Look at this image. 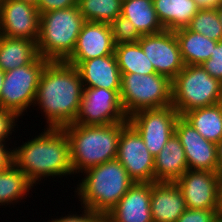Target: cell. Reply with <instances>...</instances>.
<instances>
[{"label": "cell", "instance_id": "cell-42", "mask_svg": "<svg viewBox=\"0 0 222 222\" xmlns=\"http://www.w3.org/2000/svg\"><path fill=\"white\" fill-rule=\"evenodd\" d=\"M20 1H24L25 3L31 4L35 7H37V5L39 4V0H20Z\"/></svg>", "mask_w": 222, "mask_h": 222}, {"label": "cell", "instance_id": "cell-39", "mask_svg": "<svg viewBox=\"0 0 222 222\" xmlns=\"http://www.w3.org/2000/svg\"><path fill=\"white\" fill-rule=\"evenodd\" d=\"M218 179H219V198L222 208V174H218Z\"/></svg>", "mask_w": 222, "mask_h": 222}, {"label": "cell", "instance_id": "cell-3", "mask_svg": "<svg viewBox=\"0 0 222 222\" xmlns=\"http://www.w3.org/2000/svg\"><path fill=\"white\" fill-rule=\"evenodd\" d=\"M128 122L108 125L70 124L63 127L70 143L73 175L117 158L121 130Z\"/></svg>", "mask_w": 222, "mask_h": 222}, {"label": "cell", "instance_id": "cell-27", "mask_svg": "<svg viewBox=\"0 0 222 222\" xmlns=\"http://www.w3.org/2000/svg\"><path fill=\"white\" fill-rule=\"evenodd\" d=\"M115 56L121 74H143L156 73L153 64L143 52L139 42L123 43L115 46Z\"/></svg>", "mask_w": 222, "mask_h": 222}, {"label": "cell", "instance_id": "cell-13", "mask_svg": "<svg viewBox=\"0 0 222 222\" xmlns=\"http://www.w3.org/2000/svg\"><path fill=\"white\" fill-rule=\"evenodd\" d=\"M189 209H222L216 172L188 169L175 181Z\"/></svg>", "mask_w": 222, "mask_h": 222}, {"label": "cell", "instance_id": "cell-8", "mask_svg": "<svg viewBox=\"0 0 222 222\" xmlns=\"http://www.w3.org/2000/svg\"><path fill=\"white\" fill-rule=\"evenodd\" d=\"M49 60L40 55L30 64L5 72L0 107L19 118L34 105L41 74Z\"/></svg>", "mask_w": 222, "mask_h": 222}, {"label": "cell", "instance_id": "cell-18", "mask_svg": "<svg viewBox=\"0 0 222 222\" xmlns=\"http://www.w3.org/2000/svg\"><path fill=\"white\" fill-rule=\"evenodd\" d=\"M150 208L153 222H176L187 209L175 182L151 183Z\"/></svg>", "mask_w": 222, "mask_h": 222}, {"label": "cell", "instance_id": "cell-29", "mask_svg": "<svg viewBox=\"0 0 222 222\" xmlns=\"http://www.w3.org/2000/svg\"><path fill=\"white\" fill-rule=\"evenodd\" d=\"M187 28L213 41H222V24L216 8L199 10Z\"/></svg>", "mask_w": 222, "mask_h": 222}, {"label": "cell", "instance_id": "cell-22", "mask_svg": "<svg viewBox=\"0 0 222 222\" xmlns=\"http://www.w3.org/2000/svg\"><path fill=\"white\" fill-rule=\"evenodd\" d=\"M38 56L36 41L0 35V69L4 72L30 64Z\"/></svg>", "mask_w": 222, "mask_h": 222}, {"label": "cell", "instance_id": "cell-41", "mask_svg": "<svg viewBox=\"0 0 222 222\" xmlns=\"http://www.w3.org/2000/svg\"><path fill=\"white\" fill-rule=\"evenodd\" d=\"M216 11L218 13L219 20L222 24V3L217 6Z\"/></svg>", "mask_w": 222, "mask_h": 222}, {"label": "cell", "instance_id": "cell-37", "mask_svg": "<svg viewBox=\"0 0 222 222\" xmlns=\"http://www.w3.org/2000/svg\"><path fill=\"white\" fill-rule=\"evenodd\" d=\"M199 10L202 9H215L219 4L222 3V0H194Z\"/></svg>", "mask_w": 222, "mask_h": 222}, {"label": "cell", "instance_id": "cell-28", "mask_svg": "<svg viewBox=\"0 0 222 222\" xmlns=\"http://www.w3.org/2000/svg\"><path fill=\"white\" fill-rule=\"evenodd\" d=\"M85 21L111 24L122 11V0H78Z\"/></svg>", "mask_w": 222, "mask_h": 222}, {"label": "cell", "instance_id": "cell-21", "mask_svg": "<svg viewBox=\"0 0 222 222\" xmlns=\"http://www.w3.org/2000/svg\"><path fill=\"white\" fill-rule=\"evenodd\" d=\"M153 6L164 29L170 31L187 27L199 11L194 0H153Z\"/></svg>", "mask_w": 222, "mask_h": 222}, {"label": "cell", "instance_id": "cell-33", "mask_svg": "<svg viewBox=\"0 0 222 222\" xmlns=\"http://www.w3.org/2000/svg\"><path fill=\"white\" fill-rule=\"evenodd\" d=\"M18 119L14 112L0 107V142H8L11 139L9 136L12 135V131L15 132L14 128L18 125L16 123Z\"/></svg>", "mask_w": 222, "mask_h": 222}, {"label": "cell", "instance_id": "cell-36", "mask_svg": "<svg viewBox=\"0 0 222 222\" xmlns=\"http://www.w3.org/2000/svg\"><path fill=\"white\" fill-rule=\"evenodd\" d=\"M6 142H0V172L13 164V148H7ZM9 149V150H8Z\"/></svg>", "mask_w": 222, "mask_h": 222}, {"label": "cell", "instance_id": "cell-23", "mask_svg": "<svg viewBox=\"0 0 222 222\" xmlns=\"http://www.w3.org/2000/svg\"><path fill=\"white\" fill-rule=\"evenodd\" d=\"M174 32L185 65H201L211 58V52L214 51L217 41L195 33L187 27L177 29Z\"/></svg>", "mask_w": 222, "mask_h": 222}, {"label": "cell", "instance_id": "cell-10", "mask_svg": "<svg viewBox=\"0 0 222 222\" xmlns=\"http://www.w3.org/2000/svg\"><path fill=\"white\" fill-rule=\"evenodd\" d=\"M128 122L120 101V90L84 87L80 109L73 124L108 125Z\"/></svg>", "mask_w": 222, "mask_h": 222}, {"label": "cell", "instance_id": "cell-7", "mask_svg": "<svg viewBox=\"0 0 222 222\" xmlns=\"http://www.w3.org/2000/svg\"><path fill=\"white\" fill-rule=\"evenodd\" d=\"M121 75L120 101L127 117L172 104V81L168 77L157 73Z\"/></svg>", "mask_w": 222, "mask_h": 222}, {"label": "cell", "instance_id": "cell-6", "mask_svg": "<svg viewBox=\"0 0 222 222\" xmlns=\"http://www.w3.org/2000/svg\"><path fill=\"white\" fill-rule=\"evenodd\" d=\"M222 82L201 65H185L172 80V106L182 116L189 110L219 104Z\"/></svg>", "mask_w": 222, "mask_h": 222}, {"label": "cell", "instance_id": "cell-38", "mask_svg": "<svg viewBox=\"0 0 222 222\" xmlns=\"http://www.w3.org/2000/svg\"><path fill=\"white\" fill-rule=\"evenodd\" d=\"M217 146V156H218V162H217V174H222V139L216 144Z\"/></svg>", "mask_w": 222, "mask_h": 222}, {"label": "cell", "instance_id": "cell-35", "mask_svg": "<svg viewBox=\"0 0 222 222\" xmlns=\"http://www.w3.org/2000/svg\"><path fill=\"white\" fill-rule=\"evenodd\" d=\"M78 5V0H39L37 9L40 14Z\"/></svg>", "mask_w": 222, "mask_h": 222}, {"label": "cell", "instance_id": "cell-43", "mask_svg": "<svg viewBox=\"0 0 222 222\" xmlns=\"http://www.w3.org/2000/svg\"><path fill=\"white\" fill-rule=\"evenodd\" d=\"M3 1H4V0H0V8H1L2 4H3Z\"/></svg>", "mask_w": 222, "mask_h": 222}, {"label": "cell", "instance_id": "cell-4", "mask_svg": "<svg viewBox=\"0 0 222 222\" xmlns=\"http://www.w3.org/2000/svg\"><path fill=\"white\" fill-rule=\"evenodd\" d=\"M75 192L81 208L106 215L135 183L123 165L113 159L91 167L82 173Z\"/></svg>", "mask_w": 222, "mask_h": 222}, {"label": "cell", "instance_id": "cell-17", "mask_svg": "<svg viewBox=\"0 0 222 222\" xmlns=\"http://www.w3.org/2000/svg\"><path fill=\"white\" fill-rule=\"evenodd\" d=\"M150 199L151 183L135 182L105 218L109 222H153Z\"/></svg>", "mask_w": 222, "mask_h": 222}, {"label": "cell", "instance_id": "cell-11", "mask_svg": "<svg viewBox=\"0 0 222 222\" xmlns=\"http://www.w3.org/2000/svg\"><path fill=\"white\" fill-rule=\"evenodd\" d=\"M116 159L134 182H155L154 157L141 136L129 123L121 130Z\"/></svg>", "mask_w": 222, "mask_h": 222}, {"label": "cell", "instance_id": "cell-9", "mask_svg": "<svg viewBox=\"0 0 222 222\" xmlns=\"http://www.w3.org/2000/svg\"><path fill=\"white\" fill-rule=\"evenodd\" d=\"M179 116L171 104L137 111L128 117V123L141 136L152 156L156 157L175 133Z\"/></svg>", "mask_w": 222, "mask_h": 222}, {"label": "cell", "instance_id": "cell-31", "mask_svg": "<svg viewBox=\"0 0 222 222\" xmlns=\"http://www.w3.org/2000/svg\"><path fill=\"white\" fill-rule=\"evenodd\" d=\"M222 209H189L187 208L176 222H219Z\"/></svg>", "mask_w": 222, "mask_h": 222}, {"label": "cell", "instance_id": "cell-16", "mask_svg": "<svg viewBox=\"0 0 222 222\" xmlns=\"http://www.w3.org/2000/svg\"><path fill=\"white\" fill-rule=\"evenodd\" d=\"M115 46L110 24L85 21L65 62L77 67L82 61L114 54Z\"/></svg>", "mask_w": 222, "mask_h": 222}, {"label": "cell", "instance_id": "cell-19", "mask_svg": "<svg viewBox=\"0 0 222 222\" xmlns=\"http://www.w3.org/2000/svg\"><path fill=\"white\" fill-rule=\"evenodd\" d=\"M83 87L120 90L121 71L115 53L82 61L77 67Z\"/></svg>", "mask_w": 222, "mask_h": 222}, {"label": "cell", "instance_id": "cell-1", "mask_svg": "<svg viewBox=\"0 0 222 222\" xmlns=\"http://www.w3.org/2000/svg\"><path fill=\"white\" fill-rule=\"evenodd\" d=\"M83 88L75 66L65 61H49L46 64L33 105L44 112L46 128H63L75 122Z\"/></svg>", "mask_w": 222, "mask_h": 222}, {"label": "cell", "instance_id": "cell-26", "mask_svg": "<svg viewBox=\"0 0 222 222\" xmlns=\"http://www.w3.org/2000/svg\"><path fill=\"white\" fill-rule=\"evenodd\" d=\"M33 187L27 176L13 163L0 172V205L11 206L15 202L17 205L23 198L26 199Z\"/></svg>", "mask_w": 222, "mask_h": 222}, {"label": "cell", "instance_id": "cell-5", "mask_svg": "<svg viewBox=\"0 0 222 222\" xmlns=\"http://www.w3.org/2000/svg\"><path fill=\"white\" fill-rule=\"evenodd\" d=\"M84 22L78 5L40 14L39 55L49 61H65L75 49Z\"/></svg>", "mask_w": 222, "mask_h": 222}, {"label": "cell", "instance_id": "cell-12", "mask_svg": "<svg viewBox=\"0 0 222 222\" xmlns=\"http://www.w3.org/2000/svg\"><path fill=\"white\" fill-rule=\"evenodd\" d=\"M138 42L157 74L172 81L184 68L185 64L174 31L164 30L157 34L143 35Z\"/></svg>", "mask_w": 222, "mask_h": 222}, {"label": "cell", "instance_id": "cell-25", "mask_svg": "<svg viewBox=\"0 0 222 222\" xmlns=\"http://www.w3.org/2000/svg\"><path fill=\"white\" fill-rule=\"evenodd\" d=\"M182 117L206 140L217 144L222 139V106L220 103L189 110Z\"/></svg>", "mask_w": 222, "mask_h": 222}, {"label": "cell", "instance_id": "cell-24", "mask_svg": "<svg viewBox=\"0 0 222 222\" xmlns=\"http://www.w3.org/2000/svg\"><path fill=\"white\" fill-rule=\"evenodd\" d=\"M121 15L131 21L141 36L165 30L157 17L153 0H122Z\"/></svg>", "mask_w": 222, "mask_h": 222}, {"label": "cell", "instance_id": "cell-15", "mask_svg": "<svg viewBox=\"0 0 222 222\" xmlns=\"http://www.w3.org/2000/svg\"><path fill=\"white\" fill-rule=\"evenodd\" d=\"M175 134L185 151L188 169L216 172L217 146L206 140L182 116L176 121Z\"/></svg>", "mask_w": 222, "mask_h": 222}, {"label": "cell", "instance_id": "cell-14", "mask_svg": "<svg viewBox=\"0 0 222 222\" xmlns=\"http://www.w3.org/2000/svg\"><path fill=\"white\" fill-rule=\"evenodd\" d=\"M40 13L37 7L20 0H4L0 8V35L37 42Z\"/></svg>", "mask_w": 222, "mask_h": 222}, {"label": "cell", "instance_id": "cell-40", "mask_svg": "<svg viewBox=\"0 0 222 222\" xmlns=\"http://www.w3.org/2000/svg\"><path fill=\"white\" fill-rule=\"evenodd\" d=\"M4 77H5V72L2 69H0V94L4 83Z\"/></svg>", "mask_w": 222, "mask_h": 222}, {"label": "cell", "instance_id": "cell-2", "mask_svg": "<svg viewBox=\"0 0 222 222\" xmlns=\"http://www.w3.org/2000/svg\"><path fill=\"white\" fill-rule=\"evenodd\" d=\"M42 130L44 132L13 148V163L35 186L49 176L63 178L73 174L70 143L63 128Z\"/></svg>", "mask_w": 222, "mask_h": 222}, {"label": "cell", "instance_id": "cell-30", "mask_svg": "<svg viewBox=\"0 0 222 222\" xmlns=\"http://www.w3.org/2000/svg\"><path fill=\"white\" fill-rule=\"evenodd\" d=\"M111 31L116 45L123 43H135L141 35L131 21L120 15L111 24Z\"/></svg>", "mask_w": 222, "mask_h": 222}, {"label": "cell", "instance_id": "cell-32", "mask_svg": "<svg viewBox=\"0 0 222 222\" xmlns=\"http://www.w3.org/2000/svg\"><path fill=\"white\" fill-rule=\"evenodd\" d=\"M201 66L213 78L222 82V41H218L211 52V58L204 61Z\"/></svg>", "mask_w": 222, "mask_h": 222}, {"label": "cell", "instance_id": "cell-34", "mask_svg": "<svg viewBox=\"0 0 222 222\" xmlns=\"http://www.w3.org/2000/svg\"><path fill=\"white\" fill-rule=\"evenodd\" d=\"M105 215L91 211L87 208H84L82 214L78 215L77 213H69L67 216H61L60 218H52V221L48 222H103Z\"/></svg>", "mask_w": 222, "mask_h": 222}, {"label": "cell", "instance_id": "cell-20", "mask_svg": "<svg viewBox=\"0 0 222 222\" xmlns=\"http://www.w3.org/2000/svg\"><path fill=\"white\" fill-rule=\"evenodd\" d=\"M188 170L185 151L174 133L154 157L155 182H175Z\"/></svg>", "mask_w": 222, "mask_h": 222}]
</instances>
